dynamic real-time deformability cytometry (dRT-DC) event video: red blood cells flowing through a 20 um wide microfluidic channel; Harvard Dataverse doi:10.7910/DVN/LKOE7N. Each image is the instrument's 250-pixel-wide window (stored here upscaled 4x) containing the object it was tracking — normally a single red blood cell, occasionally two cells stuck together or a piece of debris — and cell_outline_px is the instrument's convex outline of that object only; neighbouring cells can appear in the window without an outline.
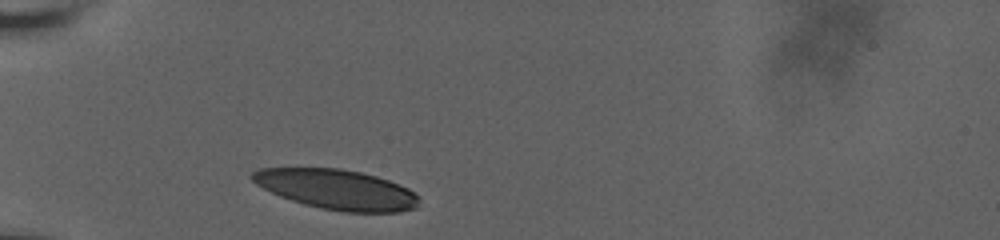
{"species": "human", "species_latin": "Homo sapiens", "temperature_condition": "room temperature", "stored_images_in_passage": 3, "camera_frame_rate_fps": 3000, "um_per_image_px": 0.085, "donor": {"sex": "male"}, "frame": {"image": 1, "passage_image": 1, "time_ms": 0.0, "image_size_px": [1000, 240], "cell_outline_px": [[420, 200], [416, 208], [400, 212], [344, 212], [320, 208], [304, 204], [280, 196], [256, 184], [248, 176], [252, 172], [260, 168], [340, 168], [360, 172], [376, 176], [388, 180], [408, 188], [416, 192], [420, 196]], "centroid_in_image_um": [28.65, 16.1], "position_along_channel_um": 56.4, "area_um2": 38.96}}